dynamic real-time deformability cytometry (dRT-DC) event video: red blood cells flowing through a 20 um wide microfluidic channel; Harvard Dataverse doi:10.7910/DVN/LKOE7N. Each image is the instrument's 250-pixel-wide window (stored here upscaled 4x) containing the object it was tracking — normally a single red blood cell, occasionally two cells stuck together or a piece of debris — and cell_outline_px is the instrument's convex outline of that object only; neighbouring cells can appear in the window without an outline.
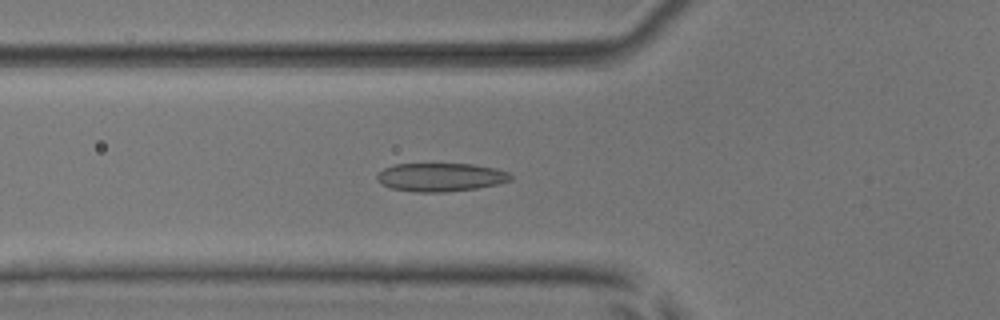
{"species": "common noctule bat (a hibernating species)", "species_latin": "Nyctalus noctula", "temperature_condition": "room temperature", "stored_images_in_passage": 50, "camera_frame_rate_fps": 3000, "um_per_image_px": 0.085, "animal": {"sex": "male", "body_mass_g": 17.9, "forearm_length_mm": 54.2}, "frame": {"image": 1, "passage_image": 16, "time_ms": 5.0, "image_size_px": [1000, 320], "cell_outline_px": [[512, 176], [508, 180], [496, 184], [476, 188], [444, 192], [416, 192], [392, 188], [376, 180], [376, 176], [384, 168], [392, 164], [472, 164], [496, 168], [508, 172]], "centroid_in_image_um": [37.43, 15.05], "position_along_channel_um": 88.4, "area_um2": 21.91}}
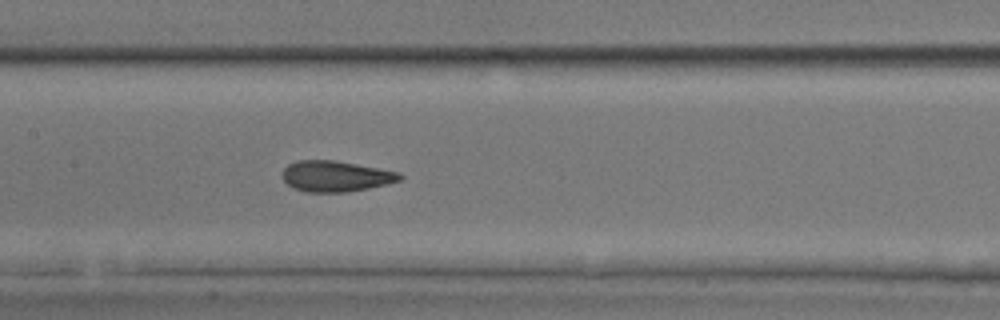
{"frame": {"image": 2, "passage_image": 23, "time_ms": 7.333, "image_size_px": [1000, 320], "cell_outline_px": [[404, 176], [400, 180], [368, 188], [344, 192], [304, 192], [292, 188], [280, 176], [284, 168], [288, 164], [296, 160], [336, 160], [400, 172]], "centroid_in_image_um": [28.49, 14.97], "position_along_channel_um": 178.9, "area_um2": 21.21}}
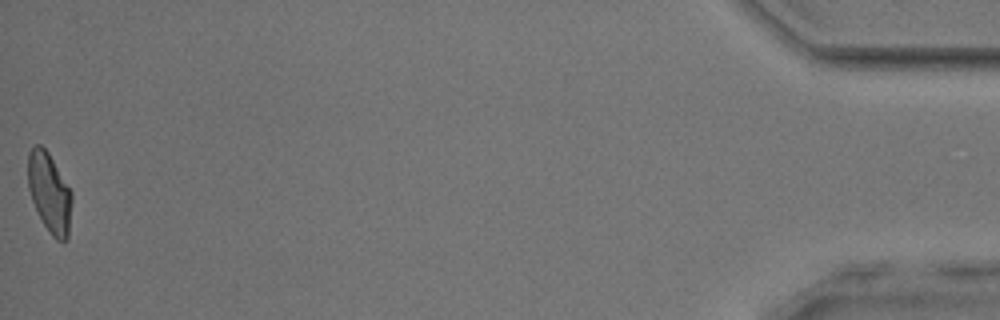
{"frame": {"image": 3, "passage_image": 50, "time_ms": 16.333, "image_size_px": [1000, 320], "cell_outline_px": [[72, 200], [68, 236], [64, 240], [56, 240], [52, 236], [44, 224], [32, 200], [28, 188], [28, 152], [36, 144], [40, 144], [48, 152], [72, 192]], "centroid_in_image_um": [4.2, 16.36], "position_along_channel_um": 431.0, "area_um2": 20.11}, "authors_computed_cell_mechanics": {"area_um2": 20.9525, "velocity_mm_per_s": 3.8789, "shape_relaxation_time_tau1_ms": 5.5844, "shape_relaxation_time_tau2_ms": 1.25, "deformation_change_tau1": 0.1612, "deformation_change_tau2": 0.0802}}